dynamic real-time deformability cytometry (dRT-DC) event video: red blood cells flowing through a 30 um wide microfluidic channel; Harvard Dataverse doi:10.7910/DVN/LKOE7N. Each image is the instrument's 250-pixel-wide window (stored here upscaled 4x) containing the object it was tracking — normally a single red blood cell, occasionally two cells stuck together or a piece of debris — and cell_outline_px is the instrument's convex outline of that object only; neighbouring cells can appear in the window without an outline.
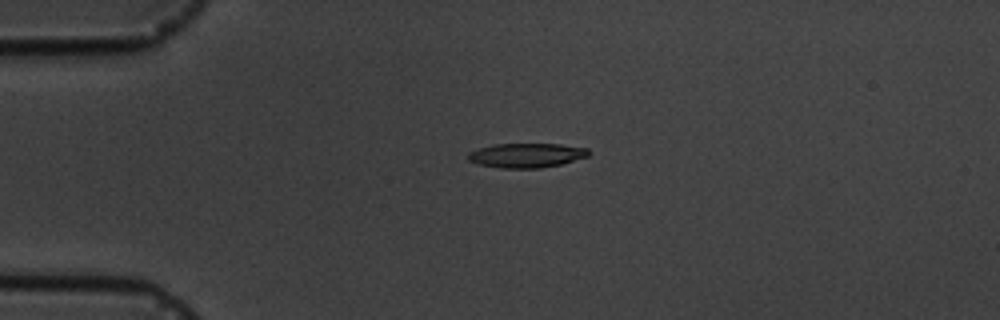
{"species": "common noctule bat (a hibernating species)", "species_latin": "Nyctalus noctula", "temperature_condition": "cold", "stored_images_in_passage": 5, "camera_frame_rate_fps": 3000, "um_per_image_px": 0.085, "animal": {"sex": "male", "body_mass_g": 19.5, "forearm_length_mm": 54.6}, "frame": {"image": 1, "passage_image": 4, "time_ms": 4.333, "image_size_px": [1000, 320], "cell_outline_px": [[592, 152], [588, 156], [560, 164], [540, 168], [500, 168], [480, 164], [468, 160], [468, 152], [480, 148], [496, 144], [560, 144], [588, 148]], "centroid_in_image_um": [44.78, 13.2], "position_along_channel_um": 40.2, "area_um2": 17.05}}